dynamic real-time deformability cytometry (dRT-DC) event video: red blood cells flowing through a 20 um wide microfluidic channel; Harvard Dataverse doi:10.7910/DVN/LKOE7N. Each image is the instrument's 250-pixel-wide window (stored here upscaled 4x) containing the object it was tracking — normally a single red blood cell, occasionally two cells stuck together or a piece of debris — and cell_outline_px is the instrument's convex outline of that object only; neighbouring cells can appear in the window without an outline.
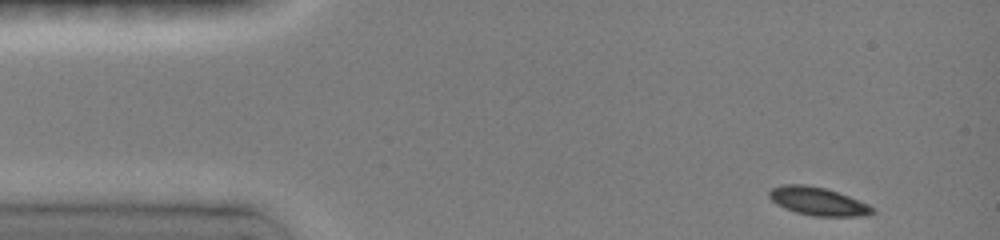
{"species": "common noctule bat (a hibernating species)", "species_latin": "Nyctalus noctula", "temperature_condition": "room temperature", "stored_images_in_passage": 38, "camera_frame_rate_fps": 3000, "um_per_image_px": 0.085, "animal": {"sex": "female", "body_mass_g": 19.0, "forearm_length_mm": 51.5}, "frame": {"image": 1, "passage_image": 1, "time_ms": 0.0, "image_size_px": [1000, 240], "cell_outline_px": [[876, 212], [868, 216], [812, 216], [796, 212], [784, 208], [776, 204], [768, 196], [768, 192], [772, 188], [780, 184], [804, 184], [824, 188], [848, 196], [868, 204], [876, 208]], "centroid_in_image_um": [69.53, 17.12], "position_along_channel_um": 15.5, "area_um2": 17.05}}
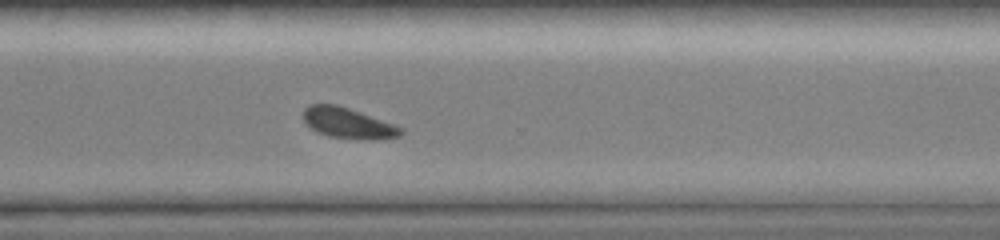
{"frame": {"image": 2, "passage_image": 29, "time_ms": 10.333, "image_size_px": [1000, 240], "cell_outline_px": [[404, 132], [400, 136], [376, 140], [364, 140], [328, 136], [316, 132], [304, 120], [304, 108], [308, 104], [336, 104], [348, 108], [404, 128]], "centroid_in_image_um": [29.6, 10.48], "position_along_channel_um": 341.0, "area_um2": 17.34}}
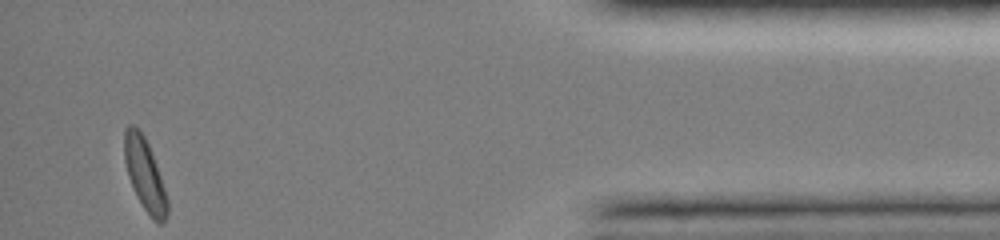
{"frame": {"image": 3, "passage_image": 38, "time_ms": 13.667, "image_size_px": [1000, 240], "cell_outline_px": [[168, 216], [164, 224], [156, 224], [152, 220], [136, 196], [128, 176], [124, 160], [124, 128], [128, 124], [132, 124], [144, 136], [148, 144], [156, 164], [168, 200]], "centroid_in_image_um": [12.31, 14.89], "position_along_channel_um": 422.9, "area_um2": 18.15}, "authors_computed_cell_mechanics": {"area_um2": 18.0625, "velocity_mm_per_s": 3.9978, "shape_relaxation_time_tau1_ms": 1.8384, "shape_relaxation_time_tau2_ms": null, "deformation_change_tau1": 0.0765, "deformation_change_tau2": null}}